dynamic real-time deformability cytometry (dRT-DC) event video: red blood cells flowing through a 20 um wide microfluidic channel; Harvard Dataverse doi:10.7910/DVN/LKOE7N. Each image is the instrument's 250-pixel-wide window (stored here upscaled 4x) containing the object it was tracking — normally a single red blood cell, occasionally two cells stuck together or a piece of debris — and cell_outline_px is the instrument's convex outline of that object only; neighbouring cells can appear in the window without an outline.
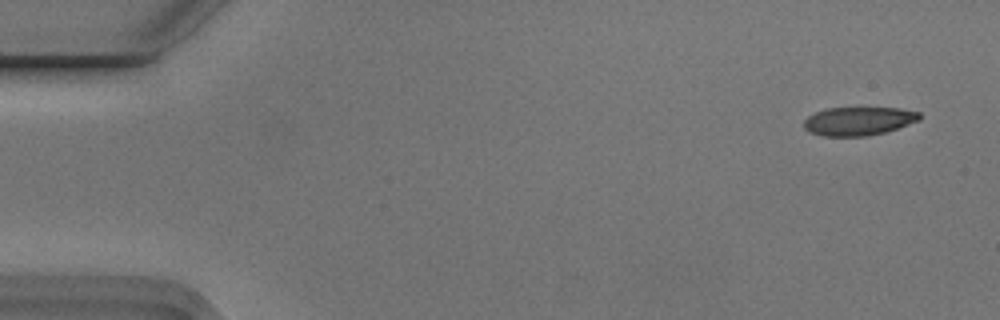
{"species": "Egyptian fruit bat (a non-hibernating species)", "species_latin": "Rousettus aegyptiacus", "temperature_condition": "cold", "stored_images_in_passage": 4, "camera_frame_rate_fps": 3000, "um_per_image_px": 0.085, "animal": {"sex": "male"}, "frame": {"image": 1, "passage_image": 1, "time_ms": 0.0, "image_size_px": [1000, 320], "cell_outline_px": [[920, 120], [884, 132], [868, 136], [824, 136], [812, 132], [804, 128], [804, 120], [808, 116], [824, 108], [900, 108], [920, 112]], "centroid_in_image_um": [72.97, 10.28], "position_along_channel_um": 12.0, "area_um2": 19.07}}